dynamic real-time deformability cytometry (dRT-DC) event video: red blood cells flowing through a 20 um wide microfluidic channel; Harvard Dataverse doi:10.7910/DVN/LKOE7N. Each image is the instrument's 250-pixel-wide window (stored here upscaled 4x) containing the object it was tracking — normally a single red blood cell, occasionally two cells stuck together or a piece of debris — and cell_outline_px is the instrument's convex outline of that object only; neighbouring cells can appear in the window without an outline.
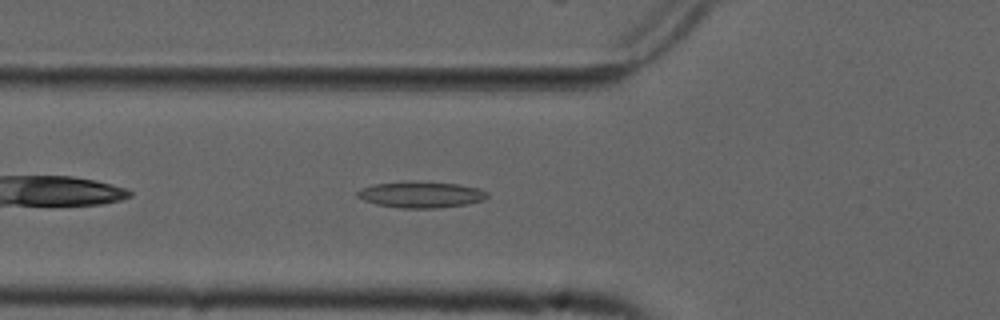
{"species": "common noctule bat (a hibernating species)", "species_latin": "Nyctalus noctula", "temperature_condition": "cold", "stored_images_in_passage": 40, "camera_frame_rate_fps": 3000, "um_per_image_px": 0.085, "animal": {"sex": "male", "forearm_length_mm": 52.5}, "frame": {"image": 1, "passage_image": 5, "time_ms": 1.333, "image_size_px": [1000, 320], "cell_outline_px": [[488, 196], [484, 200], [468, 204], [436, 208], [400, 208], [376, 204], [364, 200], [356, 196], [356, 192], [364, 188], [376, 184], [408, 180], [412, 180], [460, 184], [476, 188], [488, 192]], "centroid_in_image_um": [35.8, 16.53], "position_along_channel_um": 90.0, "area_um2": 20.0}}
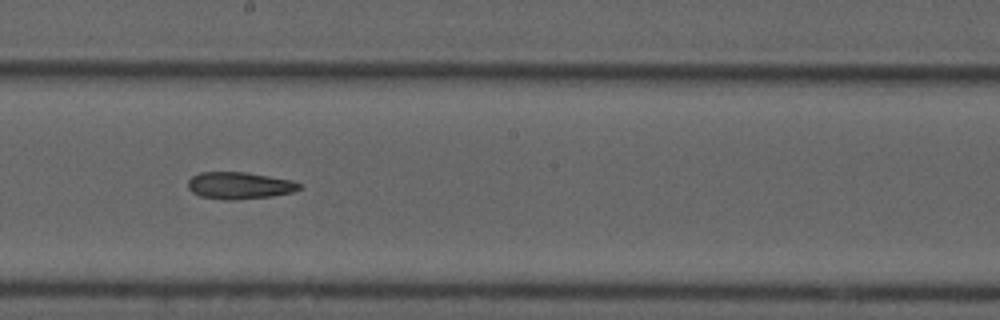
{"frame": {"image": 2, "passage_image": 16, "time_ms": 5.0, "image_size_px": [1000, 320], "cell_outline_px": [[304, 184], [300, 188], [292, 192], [272, 196], [236, 200], [224, 200], [200, 196], [192, 192], [188, 188], [188, 180], [192, 176], [200, 172], [248, 172], [292, 180]], "centroid_in_image_um": [20.36, 15.77], "position_along_channel_um": 227.8, "area_um2": 17.69}}
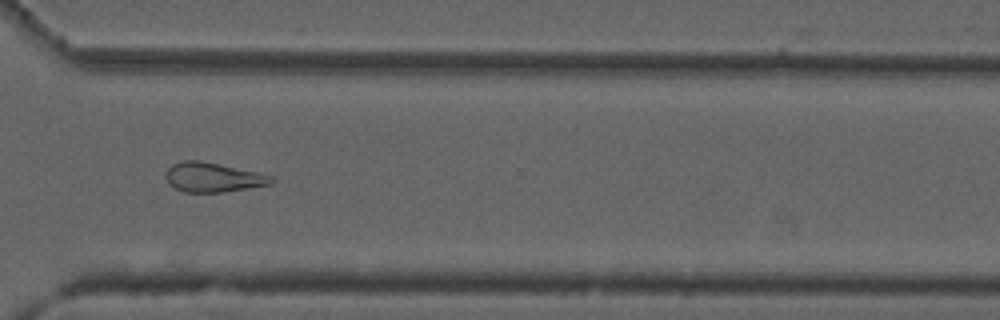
{"frame": {"image": 3, "passage_image": 26, "time_ms": 8.333, "image_size_px": [1000, 320], "cell_outline_px": [[272, 184], [224, 192], [184, 192], [176, 188], [164, 176], [168, 168], [172, 164], [184, 160], [200, 160], [260, 172], [272, 176]], "centroid_in_image_um": [18.12, 15.06], "position_along_channel_um": 352.5, "area_um2": 18.09}}